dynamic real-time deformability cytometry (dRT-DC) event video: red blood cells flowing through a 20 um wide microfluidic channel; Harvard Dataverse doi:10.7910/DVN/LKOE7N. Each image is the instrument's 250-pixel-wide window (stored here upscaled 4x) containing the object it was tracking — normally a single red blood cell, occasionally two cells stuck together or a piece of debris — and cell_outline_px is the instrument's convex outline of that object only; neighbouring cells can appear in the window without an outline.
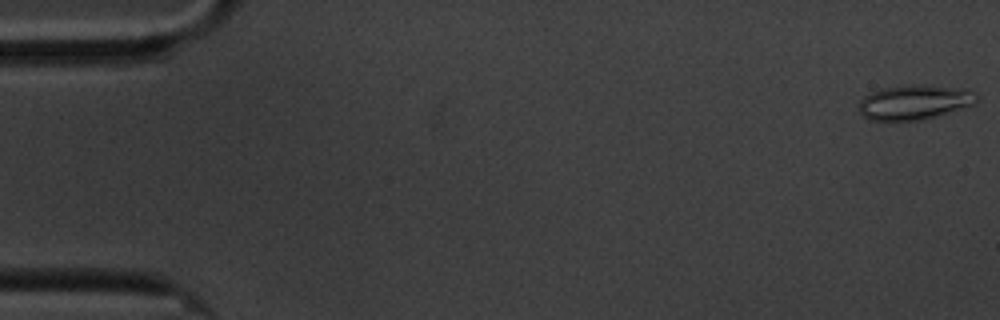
{"species": "common noctule bat (a hibernating species)", "species_latin": "Nyctalus noctula", "temperature_condition": "cold", "stored_images_in_passage": 5, "camera_frame_rate_fps": 3000, "um_per_image_px": 0.085, "animal": {"sex": "male", "body_mass_g": 20.1, "forearm_length_mm": 53.5}, "frame": {"image": 1, "passage_image": 1, "time_ms": 0.0, "image_size_px": [1000, 320], "cell_outline_px": [[976, 104], [920, 120], [872, 120], [864, 116], [860, 112], [860, 100], [864, 96], [872, 92], [884, 88], [920, 84], [964, 88], [976, 96]], "centroid_in_image_um": [77.72, 8.68], "position_along_channel_um": 7.3, "area_um2": 23.29}}
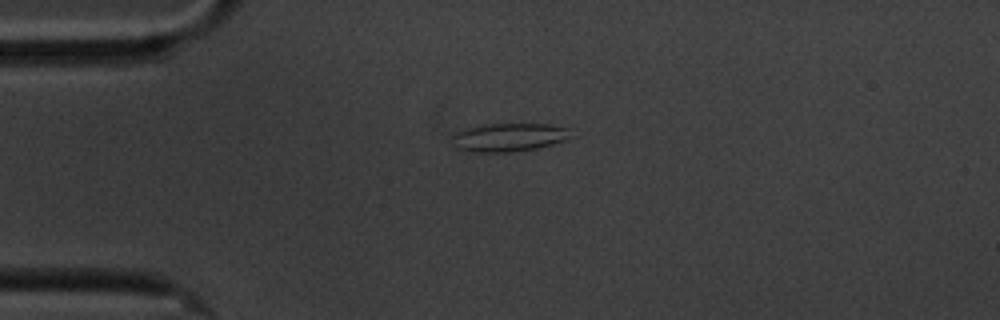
{"frame": {"image": 2, "passage_image": 4, "time_ms": 4.333, "image_size_px": [1000, 320], "cell_outline_px": [[572, 136], [564, 140], [552, 144], [536, 148], [508, 152], [468, 152], [456, 148], [452, 136], [456, 132], [464, 128], [488, 124], [548, 124], [572, 128]], "centroid_in_image_um": [43.27, 11.66], "position_along_channel_um": 41.7, "area_um2": 19.71}}